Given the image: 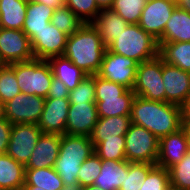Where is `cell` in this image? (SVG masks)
<instances>
[{
  "label": "cell",
  "instance_id": "obj_1",
  "mask_svg": "<svg viewBox=\"0 0 190 190\" xmlns=\"http://www.w3.org/2000/svg\"><path fill=\"white\" fill-rule=\"evenodd\" d=\"M130 118L131 123L144 127L160 139L182 128L183 113L181 106L136 96Z\"/></svg>",
  "mask_w": 190,
  "mask_h": 190
},
{
  "label": "cell",
  "instance_id": "obj_2",
  "mask_svg": "<svg viewBox=\"0 0 190 190\" xmlns=\"http://www.w3.org/2000/svg\"><path fill=\"white\" fill-rule=\"evenodd\" d=\"M106 49L98 30L92 23H84L68 36L63 56L87 75H96Z\"/></svg>",
  "mask_w": 190,
  "mask_h": 190
},
{
  "label": "cell",
  "instance_id": "obj_3",
  "mask_svg": "<svg viewBox=\"0 0 190 190\" xmlns=\"http://www.w3.org/2000/svg\"><path fill=\"white\" fill-rule=\"evenodd\" d=\"M107 50L133 59L138 64L155 58L159 54L157 40L143 30L138 24H129L117 40Z\"/></svg>",
  "mask_w": 190,
  "mask_h": 190
},
{
  "label": "cell",
  "instance_id": "obj_4",
  "mask_svg": "<svg viewBox=\"0 0 190 190\" xmlns=\"http://www.w3.org/2000/svg\"><path fill=\"white\" fill-rule=\"evenodd\" d=\"M94 83L99 118L130 116L136 97L133 90H128L118 83L99 77L97 74L94 75Z\"/></svg>",
  "mask_w": 190,
  "mask_h": 190
},
{
  "label": "cell",
  "instance_id": "obj_5",
  "mask_svg": "<svg viewBox=\"0 0 190 190\" xmlns=\"http://www.w3.org/2000/svg\"><path fill=\"white\" fill-rule=\"evenodd\" d=\"M15 72L22 93L47 98L53 73L47 60L33 59L8 64Z\"/></svg>",
  "mask_w": 190,
  "mask_h": 190
},
{
  "label": "cell",
  "instance_id": "obj_6",
  "mask_svg": "<svg viewBox=\"0 0 190 190\" xmlns=\"http://www.w3.org/2000/svg\"><path fill=\"white\" fill-rule=\"evenodd\" d=\"M133 92L136 96H141L148 100L165 102L162 57L159 54L155 58L137 65Z\"/></svg>",
  "mask_w": 190,
  "mask_h": 190
},
{
  "label": "cell",
  "instance_id": "obj_7",
  "mask_svg": "<svg viewBox=\"0 0 190 190\" xmlns=\"http://www.w3.org/2000/svg\"><path fill=\"white\" fill-rule=\"evenodd\" d=\"M159 139L142 126L131 123L125 134V157L128 162L156 164Z\"/></svg>",
  "mask_w": 190,
  "mask_h": 190
},
{
  "label": "cell",
  "instance_id": "obj_8",
  "mask_svg": "<svg viewBox=\"0 0 190 190\" xmlns=\"http://www.w3.org/2000/svg\"><path fill=\"white\" fill-rule=\"evenodd\" d=\"M138 63L131 58L118 55L106 49L97 75L128 90H133Z\"/></svg>",
  "mask_w": 190,
  "mask_h": 190
},
{
  "label": "cell",
  "instance_id": "obj_9",
  "mask_svg": "<svg viewBox=\"0 0 190 190\" xmlns=\"http://www.w3.org/2000/svg\"><path fill=\"white\" fill-rule=\"evenodd\" d=\"M44 105V97L21 92L5 103V119L12 125L37 124L41 118Z\"/></svg>",
  "mask_w": 190,
  "mask_h": 190
},
{
  "label": "cell",
  "instance_id": "obj_10",
  "mask_svg": "<svg viewBox=\"0 0 190 190\" xmlns=\"http://www.w3.org/2000/svg\"><path fill=\"white\" fill-rule=\"evenodd\" d=\"M42 133L37 124L12 125L6 154L25 166Z\"/></svg>",
  "mask_w": 190,
  "mask_h": 190
},
{
  "label": "cell",
  "instance_id": "obj_11",
  "mask_svg": "<svg viewBox=\"0 0 190 190\" xmlns=\"http://www.w3.org/2000/svg\"><path fill=\"white\" fill-rule=\"evenodd\" d=\"M33 59L30 38L22 30L0 28V60L4 64Z\"/></svg>",
  "mask_w": 190,
  "mask_h": 190
},
{
  "label": "cell",
  "instance_id": "obj_12",
  "mask_svg": "<svg viewBox=\"0 0 190 190\" xmlns=\"http://www.w3.org/2000/svg\"><path fill=\"white\" fill-rule=\"evenodd\" d=\"M176 6L171 0H148L138 25L158 41Z\"/></svg>",
  "mask_w": 190,
  "mask_h": 190
},
{
  "label": "cell",
  "instance_id": "obj_13",
  "mask_svg": "<svg viewBox=\"0 0 190 190\" xmlns=\"http://www.w3.org/2000/svg\"><path fill=\"white\" fill-rule=\"evenodd\" d=\"M67 38L68 35L59 31L54 25L47 24L30 38L34 58L48 60L51 57L62 56Z\"/></svg>",
  "mask_w": 190,
  "mask_h": 190
},
{
  "label": "cell",
  "instance_id": "obj_14",
  "mask_svg": "<svg viewBox=\"0 0 190 190\" xmlns=\"http://www.w3.org/2000/svg\"><path fill=\"white\" fill-rule=\"evenodd\" d=\"M165 102L183 106L190 97V72L168 64L162 59Z\"/></svg>",
  "mask_w": 190,
  "mask_h": 190
},
{
  "label": "cell",
  "instance_id": "obj_15",
  "mask_svg": "<svg viewBox=\"0 0 190 190\" xmlns=\"http://www.w3.org/2000/svg\"><path fill=\"white\" fill-rule=\"evenodd\" d=\"M98 119L96 103L70 104L65 134L90 137Z\"/></svg>",
  "mask_w": 190,
  "mask_h": 190
},
{
  "label": "cell",
  "instance_id": "obj_16",
  "mask_svg": "<svg viewBox=\"0 0 190 190\" xmlns=\"http://www.w3.org/2000/svg\"><path fill=\"white\" fill-rule=\"evenodd\" d=\"M69 106V99L45 98L44 109L37 123L41 131L50 134H65Z\"/></svg>",
  "mask_w": 190,
  "mask_h": 190
},
{
  "label": "cell",
  "instance_id": "obj_17",
  "mask_svg": "<svg viewBox=\"0 0 190 190\" xmlns=\"http://www.w3.org/2000/svg\"><path fill=\"white\" fill-rule=\"evenodd\" d=\"M188 152L185 132L182 128L159 139L156 165L169 169L179 163Z\"/></svg>",
  "mask_w": 190,
  "mask_h": 190
},
{
  "label": "cell",
  "instance_id": "obj_18",
  "mask_svg": "<svg viewBox=\"0 0 190 190\" xmlns=\"http://www.w3.org/2000/svg\"><path fill=\"white\" fill-rule=\"evenodd\" d=\"M61 135L42 133L25 169L54 167L60 150Z\"/></svg>",
  "mask_w": 190,
  "mask_h": 190
},
{
  "label": "cell",
  "instance_id": "obj_19",
  "mask_svg": "<svg viewBox=\"0 0 190 190\" xmlns=\"http://www.w3.org/2000/svg\"><path fill=\"white\" fill-rule=\"evenodd\" d=\"M92 25L98 30L106 48L115 40L118 35L129 25L116 11L111 8L101 10Z\"/></svg>",
  "mask_w": 190,
  "mask_h": 190
},
{
  "label": "cell",
  "instance_id": "obj_20",
  "mask_svg": "<svg viewBox=\"0 0 190 190\" xmlns=\"http://www.w3.org/2000/svg\"><path fill=\"white\" fill-rule=\"evenodd\" d=\"M190 42V13L178 6L167 21L162 37L157 43Z\"/></svg>",
  "mask_w": 190,
  "mask_h": 190
},
{
  "label": "cell",
  "instance_id": "obj_21",
  "mask_svg": "<svg viewBox=\"0 0 190 190\" xmlns=\"http://www.w3.org/2000/svg\"><path fill=\"white\" fill-rule=\"evenodd\" d=\"M131 124L130 116L99 118L90 136L94 148L106 139L125 136Z\"/></svg>",
  "mask_w": 190,
  "mask_h": 190
},
{
  "label": "cell",
  "instance_id": "obj_22",
  "mask_svg": "<svg viewBox=\"0 0 190 190\" xmlns=\"http://www.w3.org/2000/svg\"><path fill=\"white\" fill-rule=\"evenodd\" d=\"M127 160H102L100 175L94 182L95 186L103 190H119L128 172Z\"/></svg>",
  "mask_w": 190,
  "mask_h": 190
},
{
  "label": "cell",
  "instance_id": "obj_23",
  "mask_svg": "<svg viewBox=\"0 0 190 190\" xmlns=\"http://www.w3.org/2000/svg\"><path fill=\"white\" fill-rule=\"evenodd\" d=\"M53 77L61 80L69 91L74 90L88 75L65 56H55L48 60Z\"/></svg>",
  "mask_w": 190,
  "mask_h": 190
},
{
  "label": "cell",
  "instance_id": "obj_24",
  "mask_svg": "<svg viewBox=\"0 0 190 190\" xmlns=\"http://www.w3.org/2000/svg\"><path fill=\"white\" fill-rule=\"evenodd\" d=\"M25 183V166L9 155H0V190L21 188Z\"/></svg>",
  "mask_w": 190,
  "mask_h": 190
},
{
  "label": "cell",
  "instance_id": "obj_25",
  "mask_svg": "<svg viewBox=\"0 0 190 190\" xmlns=\"http://www.w3.org/2000/svg\"><path fill=\"white\" fill-rule=\"evenodd\" d=\"M28 0H0V28L22 30Z\"/></svg>",
  "mask_w": 190,
  "mask_h": 190
},
{
  "label": "cell",
  "instance_id": "obj_26",
  "mask_svg": "<svg viewBox=\"0 0 190 190\" xmlns=\"http://www.w3.org/2000/svg\"><path fill=\"white\" fill-rule=\"evenodd\" d=\"M55 8L44 3L28 1L26 17L22 31L31 38L35 32L42 30L50 23Z\"/></svg>",
  "mask_w": 190,
  "mask_h": 190
},
{
  "label": "cell",
  "instance_id": "obj_27",
  "mask_svg": "<svg viewBox=\"0 0 190 190\" xmlns=\"http://www.w3.org/2000/svg\"><path fill=\"white\" fill-rule=\"evenodd\" d=\"M164 62L190 72V42L158 43Z\"/></svg>",
  "mask_w": 190,
  "mask_h": 190
},
{
  "label": "cell",
  "instance_id": "obj_28",
  "mask_svg": "<svg viewBox=\"0 0 190 190\" xmlns=\"http://www.w3.org/2000/svg\"><path fill=\"white\" fill-rule=\"evenodd\" d=\"M94 153V144L88 136L61 135L58 156L89 158Z\"/></svg>",
  "mask_w": 190,
  "mask_h": 190
},
{
  "label": "cell",
  "instance_id": "obj_29",
  "mask_svg": "<svg viewBox=\"0 0 190 190\" xmlns=\"http://www.w3.org/2000/svg\"><path fill=\"white\" fill-rule=\"evenodd\" d=\"M24 185L38 186L45 190H61L64 187L54 167L25 169Z\"/></svg>",
  "mask_w": 190,
  "mask_h": 190
},
{
  "label": "cell",
  "instance_id": "obj_30",
  "mask_svg": "<svg viewBox=\"0 0 190 190\" xmlns=\"http://www.w3.org/2000/svg\"><path fill=\"white\" fill-rule=\"evenodd\" d=\"M50 23L68 36L75 33L84 24L66 5L55 8Z\"/></svg>",
  "mask_w": 190,
  "mask_h": 190
},
{
  "label": "cell",
  "instance_id": "obj_31",
  "mask_svg": "<svg viewBox=\"0 0 190 190\" xmlns=\"http://www.w3.org/2000/svg\"><path fill=\"white\" fill-rule=\"evenodd\" d=\"M156 164L129 162L128 172L119 190H140L149 171Z\"/></svg>",
  "mask_w": 190,
  "mask_h": 190
},
{
  "label": "cell",
  "instance_id": "obj_32",
  "mask_svg": "<svg viewBox=\"0 0 190 190\" xmlns=\"http://www.w3.org/2000/svg\"><path fill=\"white\" fill-rule=\"evenodd\" d=\"M86 159L58 156L54 169L61 177L64 185L79 184L77 175L80 166Z\"/></svg>",
  "mask_w": 190,
  "mask_h": 190
},
{
  "label": "cell",
  "instance_id": "obj_33",
  "mask_svg": "<svg viewBox=\"0 0 190 190\" xmlns=\"http://www.w3.org/2000/svg\"><path fill=\"white\" fill-rule=\"evenodd\" d=\"M94 152L102 160H126L125 136L102 141L94 148Z\"/></svg>",
  "mask_w": 190,
  "mask_h": 190
},
{
  "label": "cell",
  "instance_id": "obj_34",
  "mask_svg": "<svg viewBox=\"0 0 190 190\" xmlns=\"http://www.w3.org/2000/svg\"><path fill=\"white\" fill-rule=\"evenodd\" d=\"M148 0H114L111 9L129 24H138Z\"/></svg>",
  "mask_w": 190,
  "mask_h": 190
},
{
  "label": "cell",
  "instance_id": "obj_35",
  "mask_svg": "<svg viewBox=\"0 0 190 190\" xmlns=\"http://www.w3.org/2000/svg\"><path fill=\"white\" fill-rule=\"evenodd\" d=\"M170 184L180 190H190V151L176 165L168 169Z\"/></svg>",
  "mask_w": 190,
  "mask_h": 190
},
{
  "label": "cell",
  "instance_id": "obj_36",
  "mask_svg": "<svg viewBox=\"0 0 190 190\" xmlns=\"http://www.w3.org/2000/svg\"><path fill=\"white\" fill-rule=\"evenodd\" d=\"M21 93L14 70L7 64L0 68V101L6 103Z\"/></svg>",
  "mask_w": 190,
  "mask_h": 190
},
{
  "label": "cell",
  "instance_id": "obj_37",
  "mask_svg": "<svg viewBox=\"0 0 190 190\" xmlns=\"http://www.w3.org/2000/svg\"><path fill=\"white\" fill-rule=\"evenodd\" d=\"M102 159L95 152L87 158L80 166L77 180L81 187L94 185L95 180L100 175Z\"/></svg>",
  "mask_w": 190,
  "mask_h": 190
},
{
  "label": "cell",
  "instance_id": "obj_38",
  "mask_svg": "<svg viewBox=\"0 0 190 190\" xmlns=\"http://www.w3.org/2000/svg\"><path fill=\"white\" fill-rule=\"evenodd\" d=\"M64 5L71 9L84 23H92L101 11L96 0H64Z\"/></svg>",
  "mask_w": 190,
  "mask_h": 190
},
{
  "label": "cell",
  "instance_id": "obj_39",
  "mask_svg": "<svg viewBox=\"0 0 190 190\" xmlns=\"http://www.w3.org/2000/svg\"><path fill=\"white\" fill-rule=\"evenodd\" d=\"M95 95L94 75H88L74 90L69 91L68 99L70 104L96 103Z\"/></svg>",
  "mask_w": 190,
  "mask_h": 190
},
{
  "label": "cell",
  "instance_id": "obj_40",
  "mask_svg": "<svg viewBox=\"0 0 190 190\" xmlns=\"http://www.w3.org/2000/svg\"><path fill=\"white\" fill-rule=\"evenodd\" d=\"M169 184L168 170L155 165L147 174L140 190H165Z\"/></svg>",
  "mask_w": 190,
  "mask_h": 190
},
{
  "label": "cell",
  "instance_id": "obj_41",
  "mask_svg": "<svg viewBox=\"0 0 190 190\" xmlns=\"http://www.w3.org/2000/svg\"><path fill=\"white\" fill-rule=\"evenodd\" d=\"M68 96H69V90L67 89L65 84L61 80L53 77L52 84H51V87L49 89V93L47 95V98L68 99Z\"/></svg>",
  "mask_w": 190,
  "mask_h": 190
},
{
  "label": "cell",
  "instance_id": "obj_42",
  "mask_svg": "<svg viewBox=\"0 0 190 190\" xmlns=\"http://www.w3.org/2000/svg\"><path fill=\"white\" fill-rule=\"evenodd\" d=\"M12 124L6 119H0V155L7 151Z\"/></svg>",
  "mask_w": 190,
  "mask_h": 190
},
{
  "label": "cell",
  "instance_id": "obj_43",
  "mask_svg": "<svg viewBox=\"0 0 190 190\" xmlns=\"http://www.w3.org/2000/svg\"><path fill=\"white\" fill-rule=\"evenodd\" d=\"M34 3H44L47 6L57 8L61 5H64V0H28Z\"/></svg>",
  "mask_w": 190,
  "mask_h": 190
},
{
  "label": "cell",
  "instance_id": "obj_44",
  "mask_svg": "<svg viewBox=\"0 0 190 190\" xmlns=\"http://www.w3.org/2000/svg\"><path fill=\"white\" fill-rule=\"evenodd\" d=\"M182 129L184 130L187 138L188 151H190V120L182 121Z\"/></svg>",
  "mask_w": 190,
  "mask_h": 190
},
{
  "label": "cell",
  "instance_id": "obj_45",
  "mask_svg": "<svg viewBox=\"0 0 190 190\" xmlns=\"http://www.w3.org/2000/svg\"><path fill=\"white\" fill-rule=\"evenodd\" d=\"M183 120H190V97L182 106Z\"/></svg>",
  "mask_w": 190,
  "mask_h": 190
},
{
  "label": "cell",
  "instance_id": "obj_46",
  "mask_svg": "<svg viewBox=\"0 0 190 190\" xmlns=\"http://www.w3.org/2000/svg\"><path fill=\"white\" fill-rule=\"evenodd\" d=\"M114 0H96L97 6L103 9H109L112 7Z\"/></svg>",
  "mask_w": 190,
  "mask_h": 190
},
{
  "label": "cell",
  "instance_id": "obj_47",
  "mask_svg": "<svg viewBox=\"0 0 190 190\" xmlns=\"http://www.w3.org/2000/svg\"><path fill=\"white\" fill-rule=\"evenodd\" d=\"M176 5L185 10L188 11L190 13V0H179Z\"/></svg>",
  "mask_w": 190,
  "mask_h": 190
},
{
  "label": "cell",
  "instance_id": "obj_48",
  "mask_svg": "<svg viewBox=\"0 0 190 190\" xmlns=\"http://www.w3.org/2000/svg\"><path fill=\"white\" fill-rule=\"evenodd\" d=\"M61 190H82V187L79 184H69L64 185Z\"/></svg>",
  "mask_w": 190,
  "mask_h": 190
},
{
  "label": "cell",
  "instance_id": "obj_49",
  "mask_svg": "<svg viewBox=\"0 0 190 190\" xmlns=\"http://www.w3.org/2000/svg\"><path fill=\"white\" fill-rule=\"evenodd\" d=\"M0 119H5V103L0 101Z\"/></svg>",
  "mask_w": 190,
  "mask_h": 190
},
{
  "label": "cell",
  "instance_id": "obj_50",
  "mask_svg": "<svg viewBox=\"0 0 190 190\" xmlns=\"http://www.w3.org/2000/svg\"><path fill=\"white\" fill-rule=\"evenodd\" d=\"M22 187L24 188V190H45L42 187L31 186V185H23Z\"/></svg>",
  "mask_w": 190,
  "mask_h": 190
},
{
  "label": "cell",
  "instance_id": "obj_51",
  "mask_svg": "<svg viewBox=\"0 0 190 190\" xmlns=\"http://www.w3.org/2000/svg\"><path fill=\"white\" fill-rule=\"evenodd\" d=\"M82 190H103V189L95 185H88V186L82 187Z\"/></svg>",
  "mask_w": 190,
  "mask_h": 190
},
{
  "label": "cell",
  "instance_id": "obj_52",
  "mask_svg": "<svg viewBox=\"0 0 190 190\" xmlns=\"http://www.w3.org/2000/svg\"><path fill=\"white\" fill-rule=\"evenodd\" d=\"M165 190H180V189L178 187H175V186L169 184Z\"/></svg>",
  "mask_w": 190,
  "mask_h": 190
},
{
  "label": "cell",
  "instance_id": "obj_53",
  "mask_svg": "<svg viewBox=\"0 0 190 190\" xmlns=\"http://www.w3.org/2000/svg\"><path fill=\"white\" fill-rule=\"evenodd\" d=\"M11 190H24V188L21 187V188H16V189H11Z\"/></svg>",
  "mask_w": 190,
  "mask_h": 190
},
{
  "label": "cell",
  "instance_id": "obj_54",
  "mask_svg": "<svg viewBox=\"0 0 190 190\" xmlns=\"http://www.w3.org/2000/svg\"><path fill=\"white\" fill-rule=\"evenodd\" d=\"M5 65L1 60H0V68Z\"/></svg>",
  "mask_w": 190,
  "mask_h": 190
}]
</instances>
